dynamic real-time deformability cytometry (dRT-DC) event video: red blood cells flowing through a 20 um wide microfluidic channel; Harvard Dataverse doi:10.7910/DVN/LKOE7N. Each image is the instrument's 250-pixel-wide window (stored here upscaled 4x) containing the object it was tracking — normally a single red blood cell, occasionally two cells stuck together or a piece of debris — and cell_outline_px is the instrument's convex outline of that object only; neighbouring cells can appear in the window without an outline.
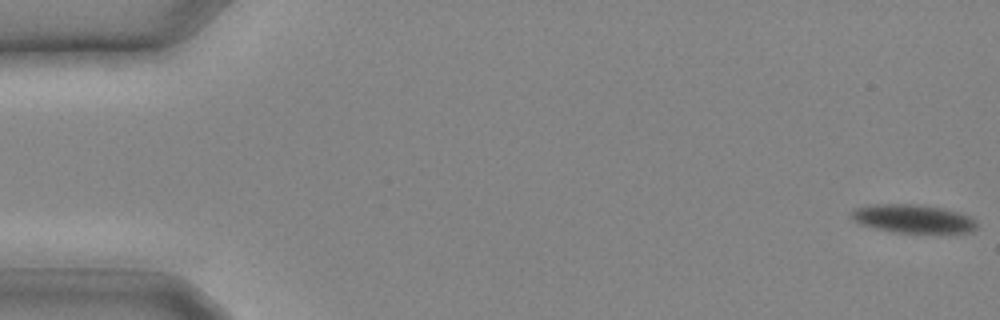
{"species": "common noctule bat (a hibernating species)", "species_latin": "Nyctalus noctula", "temperature_condition": "cold", "stored_images_in_passage": 11, "camera_frame_rate_fps": 3000, "um_per_image_px": 0.085, "animal": {"sex": "male", "body_mass_g": 20.4}, "frame": {"image": 1, "passage_image": 1, "time_ms": 0.0, "image_size_px": [1000, 320], "cell_outline_px": [[976, 228], [972, 232], [892, 232], [860, 224], [852, 216], [852, 208], [876, 204], [908, 204], [944, 208], [972, 216], [976, 220]], "centroid_in_image_um": [77.64, 18.58], "position_along_channel_um": 7.4, "area_um2": 20.52}}
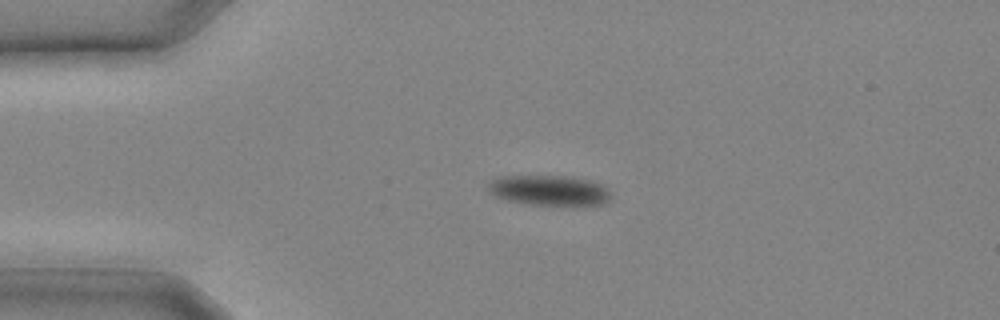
{"frame": {"image": 2, "passage_image": 7, "time_ms": 2.0, "image_size_px": [1000, 320], "cell_outline_px": [[608, 200], [604, 204], [584, 208], [572, 208], [528, 204], [508, 200], [496, 196], [488, 188], [488, 184], [492, 180], [500, 176], [572, 176], [604, 184], [608, 188]], "centroid_in_image_um": [46.79, 16.23], "position_along_channel_um": 38.2, "area_um2": 22.48}}
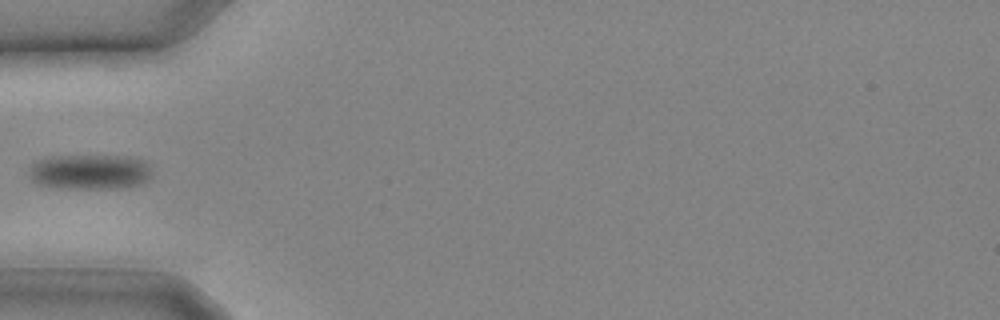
{"frame": {"image": 3, "passage_image": 10, "time_ms": 3.0, "image_size_px": [1000, 320], "cell_outline_px": [[152, 176], [148, 180], [140, 184], [120, 188], [60, 188], [36, 184], [28, 176], [28, 164], [32, 160], [48, 156], [128, 156], [144, 160], [148, 164]], "centroid_in_image_um": [7.56, 14.59], "position_along_channel_um": 77.4, "area_um2": 25.72}}